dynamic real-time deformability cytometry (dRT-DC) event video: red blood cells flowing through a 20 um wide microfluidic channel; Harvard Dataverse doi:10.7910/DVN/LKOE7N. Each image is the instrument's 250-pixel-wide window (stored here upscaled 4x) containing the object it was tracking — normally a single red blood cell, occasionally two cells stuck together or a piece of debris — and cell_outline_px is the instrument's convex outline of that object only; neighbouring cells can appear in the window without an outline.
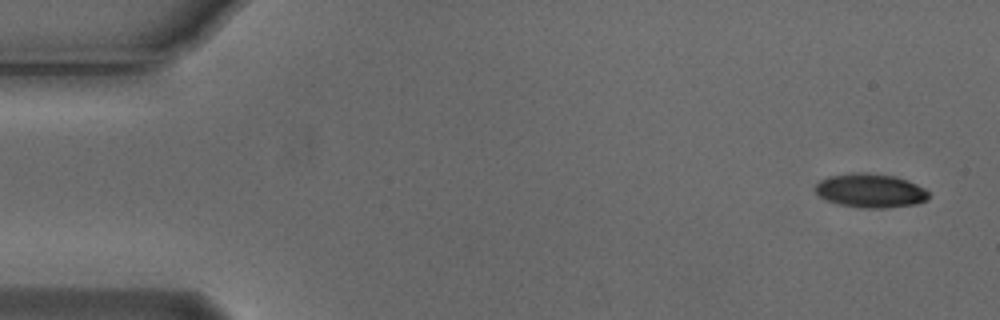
{"species": "Egyptian fruit bat (a non-hibernating species)", "species_latin": "Rousettus aegyptiacus", "temperature_condition": "cold", "stored_images_in_passage": 6, "camera_frame_rate_fps": 3000, "um_per_image_px": 0.085, "animal": {"sex": "male"}, "frame": {"image": 1, "passage_image": 1, "time_ms": 0.0, "image_size_px": [1000, 320], "cell_outline_px": [[928, 200], [916, 204], [884, 208], [856, 208], [836, 204], [820, 196], [816, 192], [816, 184], [820, 180], [828, 176], [852, 172], [868, 172], [896, 176], [908, 180], [924, 188], [928, 192]], "centroid_in_image_um": [73.98, 16.2], "position_along_channel_um": 11.0, "area_um2": 22.72}}
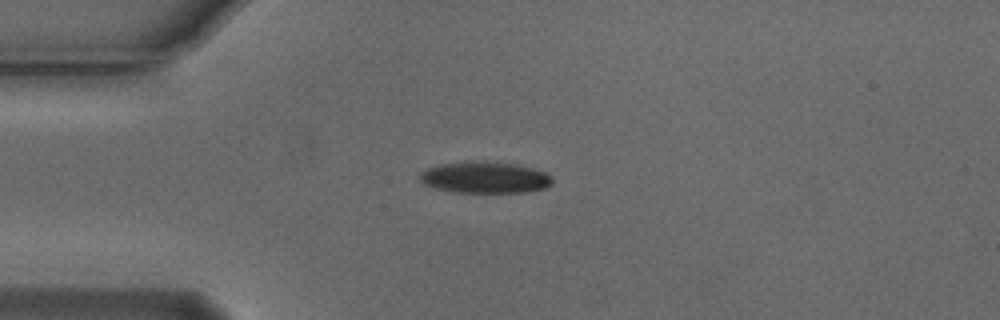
{"frame": {"image": 2, "passage_image": 4, "time_ms": 1.0, "image_size_px": [1000, 320], "cell_outline_px": [[552, 184], [544, 188], [524, 192], [452, 192], [436, 188], [424, 184], [420, 180], [420, 176], [428, 168], [440, 164], [476, 160], [484, 160], [516, 164], [532, 168], [544, 172], [552, 176]], "centroid_in_image_um": [41.23, 15.07], "position_along_channel_um": 43.8, "area_um2": 24.28}}
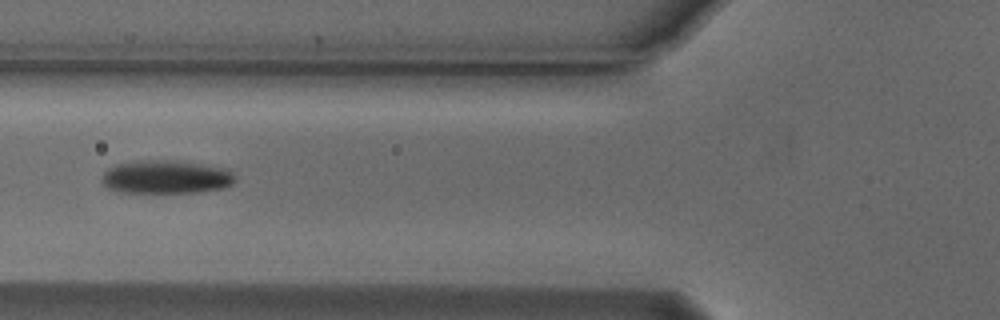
{"frame": {"image": 3, "passage_image": 6, "time_ms": 1.667, "image_size_px": [1000, 320], "cell_outline_px": [[236, 180], [232, 184], [220, 188], [200, 192], [116, 192], [108, 188], [100, 180], [100, 176], [108, 168], [116, 164], [136, 160], [176, 160], [228, 168], [236, 176]], "centroid_in_image_um": [14.09, 15.03], "position_along_channel_um": 111.7, "area_um2": 26.24}}